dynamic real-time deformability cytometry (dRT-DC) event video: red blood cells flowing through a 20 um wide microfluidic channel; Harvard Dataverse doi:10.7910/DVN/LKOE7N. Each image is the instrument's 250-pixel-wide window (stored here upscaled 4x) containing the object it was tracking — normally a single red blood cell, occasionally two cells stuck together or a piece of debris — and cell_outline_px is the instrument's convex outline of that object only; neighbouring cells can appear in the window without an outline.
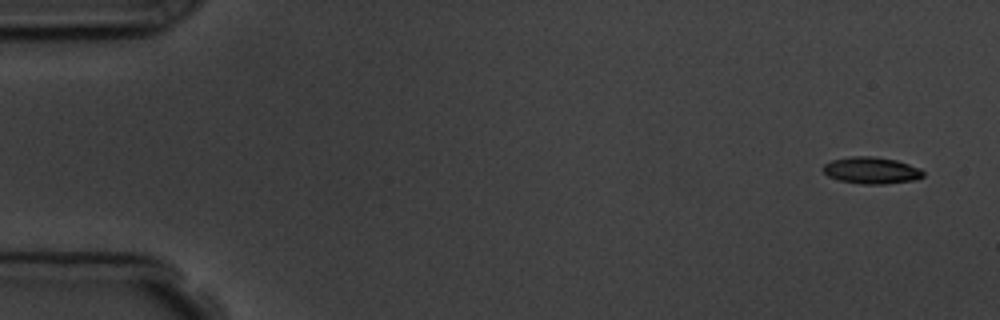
{"species": "common noctule bat (a hibernating species)", "species_latin": "Nyctalus noctula", "temperature_condition": "room temperature", "stored_images_in_passage": 5, "camera_frame_rate_fps": 3000, "um_per_image_px": 0.085, "animal": {"sex": "male", "body_mass_g": 19.5, "forearm_length_mm": 54.6}, "frame": {"image": 1, "passage_image": 1, "time_ms": 0.0, "image_size_px": [1000, 320], "cell_outline_px": [[924, 176], [916, 180], [884, 184], [860, 184], [840, 180], [828, 176], [820, 168], [824, 164], [832, 160], [852, 156], [872, 156], [896, 160], [920, 168], [924, 172]], "centroid_in_image_um": [74.06, 14.48], "position_along_channel_um": 10.9, "area_um2": 15.66}}